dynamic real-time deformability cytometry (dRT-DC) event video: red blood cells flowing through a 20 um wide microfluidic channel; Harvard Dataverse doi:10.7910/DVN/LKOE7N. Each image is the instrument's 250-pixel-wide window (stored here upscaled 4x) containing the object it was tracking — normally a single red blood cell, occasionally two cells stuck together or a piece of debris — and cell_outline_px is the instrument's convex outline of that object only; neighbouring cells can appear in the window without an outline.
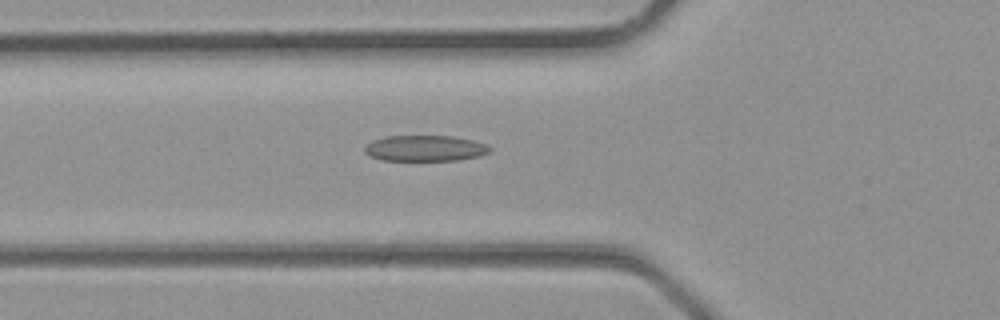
{"species": "common noctule bat (a hibernating species)", "species_latin": "Nyctalus noctula", "temperature_condition": "room temperature", "stored_images_in_passage": 27, "camera_frame_rate_fps": 3000, "um_per_image_px": 0.085, "animal": {"sex": "male", "body_mass_g": 23.1, "forearm_length_mm": 52.7}, "frame": {"image": 1, "passage_image": 5, "time_ms": 1.333, "image_size_px": [1000, 320], "cell_outline_px": [[492, 152], [480, 156], [460, 160], [380, 160], [368, 156], [364, 152], [364, 148], [372, 140], [384, 136], [452, 136], [472, 140], [484, 144], [492, 148]], "centroid_in_image_um": [36.12, 12.61], "position_along_channel_um": 89.7, "area_um2": 19.02}}
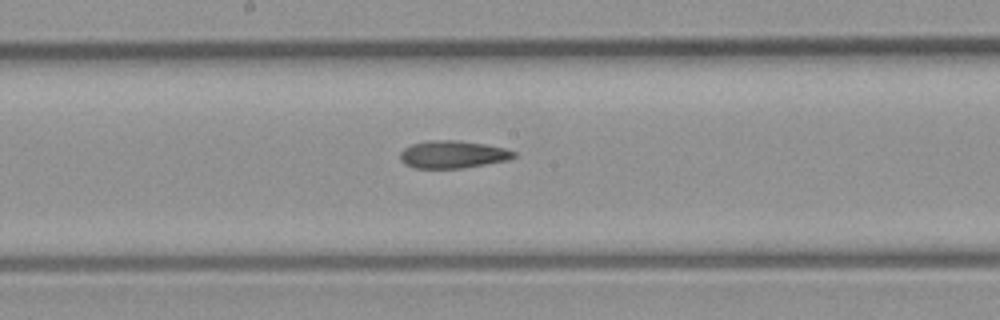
{"frame": {"image": 2, "passage_image": 11, "time_ms": 3.333, "image_size_px": [1000, 320], "cell_outline_px": [[516, 156], [508, 160], [464, 168], [416, 168], [404, 164], [400, 160], [400, 152], [404, 148], [412, 144], [428, 140], [460, 140], [484, 144], [504, 148], [516, 152]], "centroid_in_image_um": [38.47, 13.12], "position_along_channel_um": 209.7, "area_um2": 18.32}}
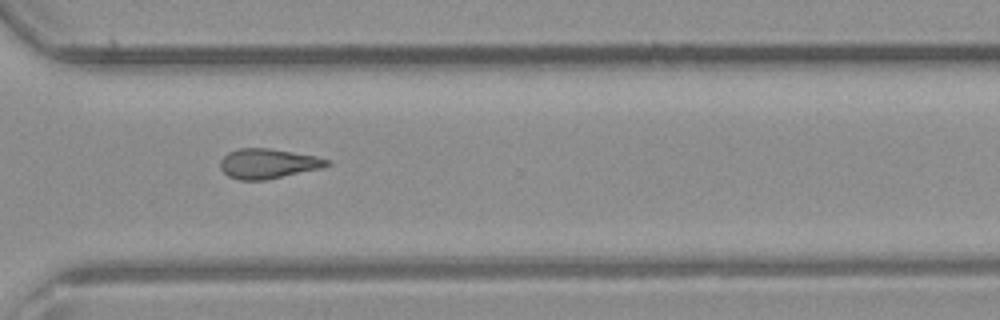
{"frame": {"image": 3, "passage_image": 18, "time_ms": 5.667, "image_size_px": [1000, 320], "cell_outline_px": [[332, 164], [324, 168], [268, 180], [236, 180], [228, 176], [220, 168], [220, 160], [228, 152], [240, 148], [268, 148], [316, 156], [332, 160]], "centroid_in_image_um": [22.82, 13.92], "position_along_channel_um": 347.8, "area_um2": 18.9}}